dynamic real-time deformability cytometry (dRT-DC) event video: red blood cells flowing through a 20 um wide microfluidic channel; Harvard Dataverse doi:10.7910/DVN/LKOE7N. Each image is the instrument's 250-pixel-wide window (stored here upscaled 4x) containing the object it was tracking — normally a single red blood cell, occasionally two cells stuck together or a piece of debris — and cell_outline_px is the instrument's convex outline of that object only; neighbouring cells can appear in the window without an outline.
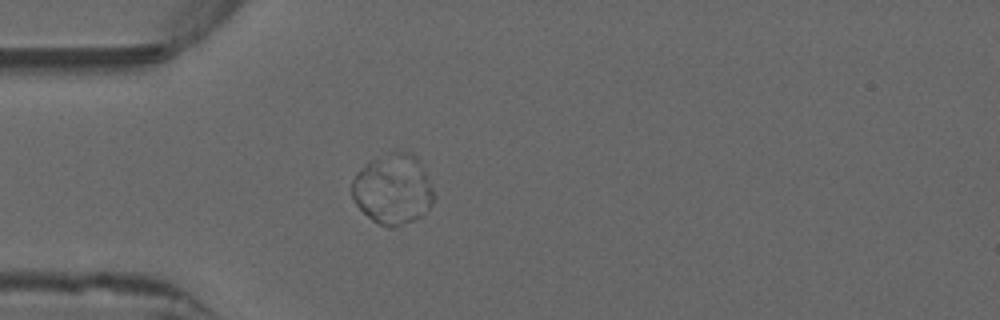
{"species": "common noctule bat (a hibernating species)", "species_latin": "Nyctalus noctula", "temperature_condition": "warm", "stored_images_in_passage": 52, "camera_frame_rate_fps": 3000, "um_per_image_px": 0.085, "animal": {"sex": "male", "forearm_length_mm": 52.5}, "frame": {"image": 1, "passage_image": 15, "time_ms": 4.667, "image_size_px": [1000, 320], "cell_outline_px": [[436, 196], [432, 204], [420, 216], [412, 220], [392, 228], [388, 228], [372, 220], [356, 204], [352, 196], [352, 180], [356, 172], [372, 160], [376, 160], [424, 176], [432, 188]], "centroid_in_image_um": [33.24, 16.46], "position_along_channel_um": 51.8, "area_um2": 28.5}}
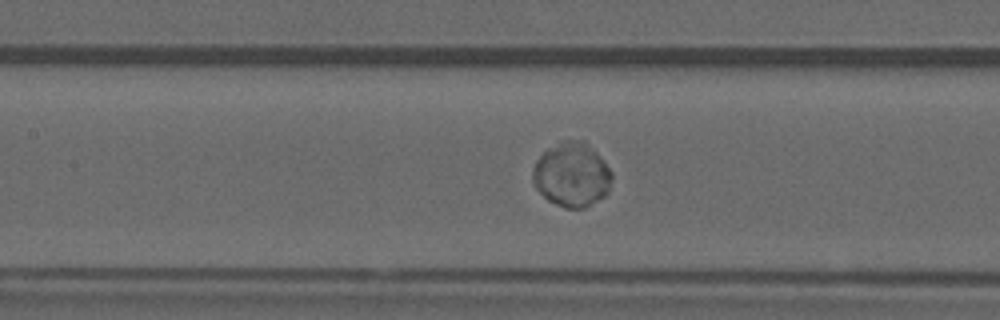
{"frame": {"image": 2, "passage_image": 24, "time_ms": 7.667, "image_size_px": [1000, 320], "cell_outline_px": [[612, 176], [608, 192], [604, 196], [584, 208], [564, 208], [548, 200], [536, 188], [532, 180], [532, 168], [536, 160], [548, 148], [564, 140], [584, 140], [600, 156], [612, 172]], "centroid_in_image_um": [48.59, 14.85], "position_along_channel_um": 158.8, "area_um2": 29.59}}
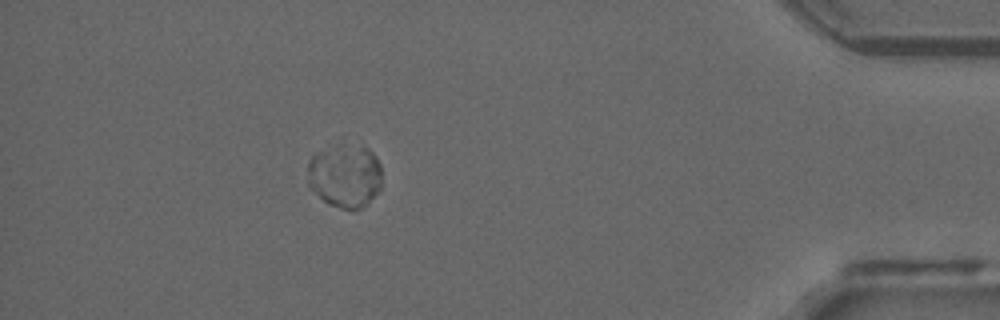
{"frame": {"image": 3, "passage_image": 47, "time_ms": 15.333, "image_size_px": [1000, 320], "cell_outline_px": [[380, 188], [368, 204], [352, 212], [328, 204], [308, 184], [308, 160], [316, 152], [360, 148], [368, 148], [376, 156], [380, 164]], "centroid_in_image_um": [29.34, 15.06], "position_along_channel_um": 405.9, "area_um2": 26.47}, "authors_computed_cell_mechanics": {"area_um2": 29.3335, "velocity_mm_per_s": 3.8772, "shape_relaxation_time_tau1_ms": 0.154, "shape_relaxation_time_tau2_ms": null, "deformation_change_tau1": 0.0283, "deformation_change_tau2": null}}